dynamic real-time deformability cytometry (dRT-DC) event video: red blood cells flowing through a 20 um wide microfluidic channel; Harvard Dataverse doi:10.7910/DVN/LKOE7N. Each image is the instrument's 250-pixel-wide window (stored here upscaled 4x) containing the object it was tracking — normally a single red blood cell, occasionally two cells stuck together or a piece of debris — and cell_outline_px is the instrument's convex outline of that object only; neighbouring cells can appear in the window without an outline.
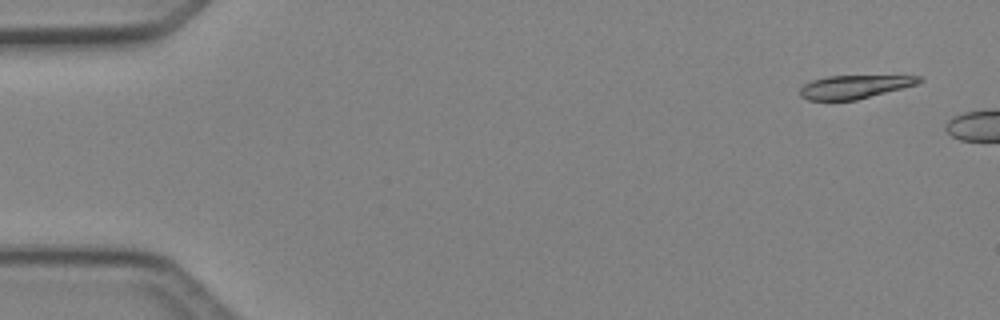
{"species": "Egyptian fruit bat (a non-hibernating species)", "species_latin": "Rousettus aegyptiacus", "temperature_condition": "cold", "stored_images_in_passage": 7, "camera_frame_rate_fps": 3000, "um_per_image_px": 0.085, "animal": {"sex": "female"}, "frame": {"image": 1, "passage_image": 3, "time_ms": 0.667, "image_size_px": [1000, 320], "cell_outline_px": [[924, 80], [916, 84], [856, 100], [808, 100], [800, 96], [800, 88], [804, 84], [812, 80], [828, 76], [920, 76]], "centroid_in_image_um": [72.59, 7.38], "position_along_channel_um": 12.4, "area_um2": 15.95}}